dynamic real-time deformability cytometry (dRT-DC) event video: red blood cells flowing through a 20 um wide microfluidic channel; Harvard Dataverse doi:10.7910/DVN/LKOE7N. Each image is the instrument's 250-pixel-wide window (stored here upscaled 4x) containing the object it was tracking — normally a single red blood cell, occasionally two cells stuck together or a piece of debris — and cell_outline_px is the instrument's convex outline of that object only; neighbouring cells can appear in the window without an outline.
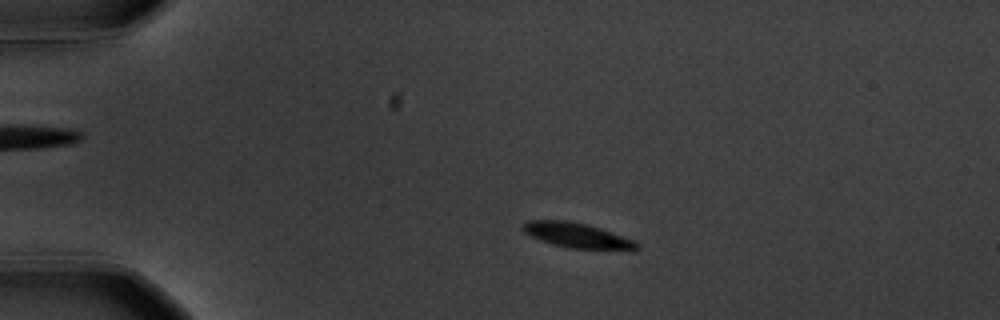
{"species": "common noctule bat (a hibernating species)", "species_latin": "Nyctalus noctula", "temperature_condition": "warm", "stored_images_in_passage": 56, "camera_frame_rate_fps": 3000, "um_per_image_px": 0.085, "animal": {"sex": "male", "body_mass_g": 20.1, "forearm_length_mm": 53.5}, "frame": {"image": 1, "passage_image": 11, "time_ms": 3.333, "image_size_px": [1000, 320], "cell_outline_px": [[640, 248], [632, 252], [568, 248], [552, 244], [540, 240], [524, 232], [520, 228], [528, 220], [568, 220], [588, 224], [636, 240], [640, 244]], "centroid_in_image_um": [49.19, 20.05], "position_along_channel_um": 35.8, "area_um2": 17.34}}
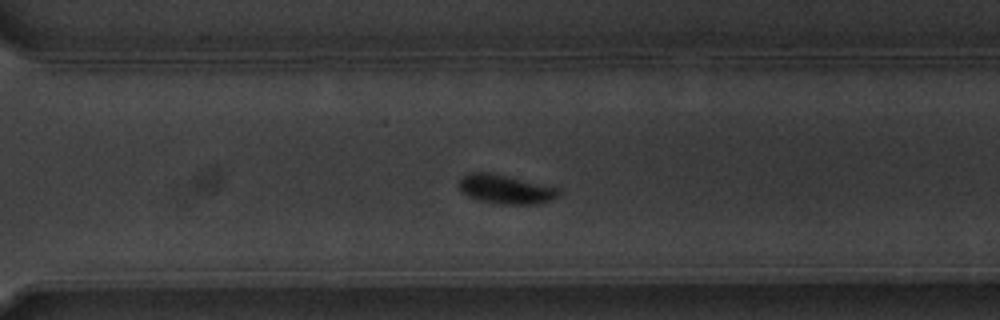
{"frame": {"image": 2, "passage_image": 40, "time_ms": 13.0, "image_size_px": [1000, 320], "cell_outline_px": [[560, 196], [552, 200], [536, 204], [500, 204], [480, 200], [468, 196], [460, 188], [460, 180], [468, 172], [488, 172], [508, 176], [560, 188]], "centroid_in_image_um": [43.03, 16.09], "position_along_channel_um": 327.6, "area_um2": 16.76}}
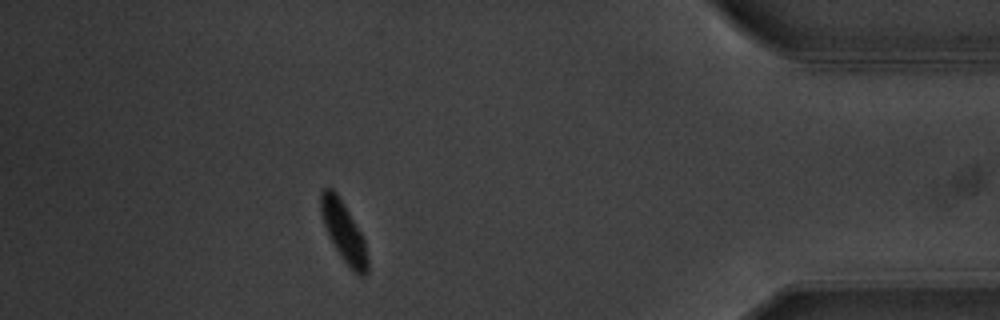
{"frame": {"image": 3, "passage_image": 50, "time_ms": 16.333, "image_size_px": [1000, 320], "cell_outline_px": [[368, 272], [364, 276], [360, 276], [340, 256], [324, 224], [320, 212], [320, 192], [324, 188], [332, 188], [336, 192], [344, 204], [360, 232], [364, 240], [368, 260]], "centroid_in_image_um": [29.21, 19.66], "position_along_channel_um": 406.0, "area_um2": 15.84}}